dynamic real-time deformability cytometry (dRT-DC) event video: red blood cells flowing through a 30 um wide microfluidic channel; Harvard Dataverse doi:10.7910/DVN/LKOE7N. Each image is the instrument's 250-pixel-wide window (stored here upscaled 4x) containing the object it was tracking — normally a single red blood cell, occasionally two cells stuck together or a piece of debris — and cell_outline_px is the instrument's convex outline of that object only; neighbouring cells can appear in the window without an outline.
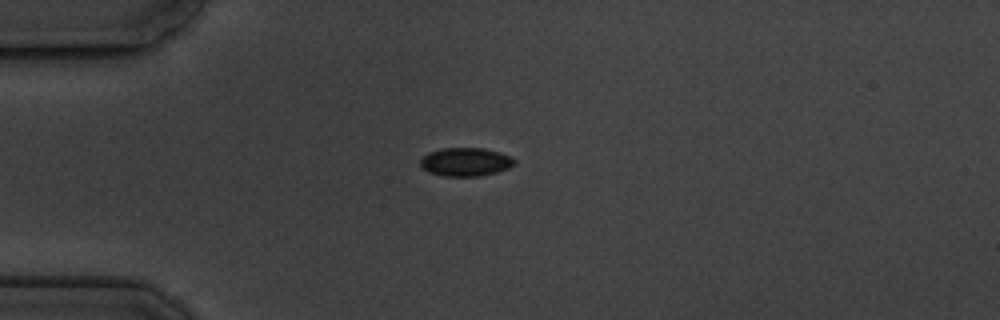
{"species": "common noctule bat (a hibernating species)", "species_latin": "Nyctalus noctula", "temperature_condition": "cold", "stored_images_in_passage": 7, "camera_frame_rate_fps": 3000, "um_per_image_px": 0.085, "animal": {"sex": "male", "body_mass_g": 19.5, "forearm_length_mm": 54.6}, "frame": {"image": 1, "passage_image": 1, "time_ms": 0.0, "image_size_px": [1000, 320], "cell_outline_px": [[516, 164], [508, 168], [496, 172], [480, 176], [444, 176], [428, 172], [420, 164], [420, 160], [428, 152], [440, 148], [484, 148], [500, 152], [516, 160]], "centroid_in_image_um": [39.57, 13.76], "position_along_channel_um": 45.4, "area_um2": 15.61}}
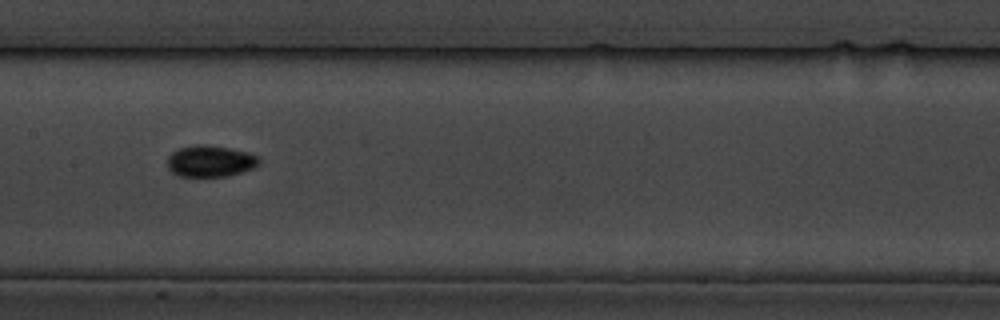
{"frame": {"image": 2, "passage_image": 5, "time_ms": 4.667, "image_size_px": [1000, 320], "cell_outline_px": [[260, 164], [252, 168], [228, 176], [180, 176], [172, 172], [168, 168], [168, 156], [172, 152], [180, 148], [200, 144], [204, 144], [228, 148], [248, 152], [256, 156], [260, 160]], "centroid_in_image_um": [17.87, 13.7], "position_along_channel_um": 189.5, "area_um2": 16.59}}
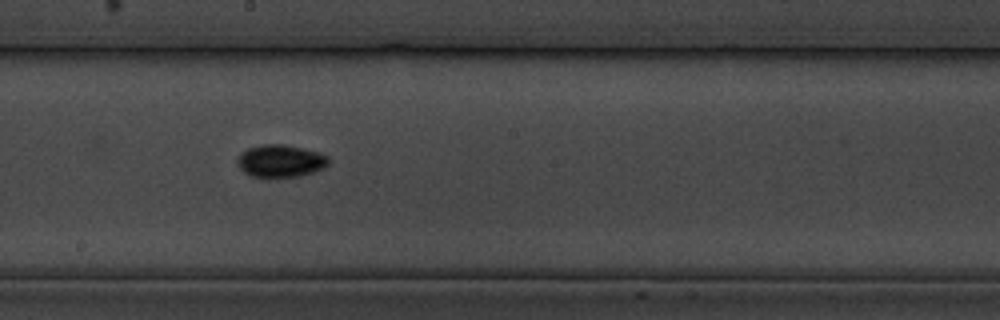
{"frame": {"image": 3, "passage_image": 6, "time_ms": 5.667, "image_size_px": [1000, 320], "cell_outline_px": [[328, 164], [324, 168], [300, 176], [272, 180], [264, 180], [252, 176], [244, 172], [240, 168], [236, 160], [240, 152], [248, 148], [260, 144], [284, 144], [316, 152], [328, 156]], "centroid_in_image_um": [23.78, 13.73], "position_along_channel_um": 224.4, "area_um2": 17.8}}